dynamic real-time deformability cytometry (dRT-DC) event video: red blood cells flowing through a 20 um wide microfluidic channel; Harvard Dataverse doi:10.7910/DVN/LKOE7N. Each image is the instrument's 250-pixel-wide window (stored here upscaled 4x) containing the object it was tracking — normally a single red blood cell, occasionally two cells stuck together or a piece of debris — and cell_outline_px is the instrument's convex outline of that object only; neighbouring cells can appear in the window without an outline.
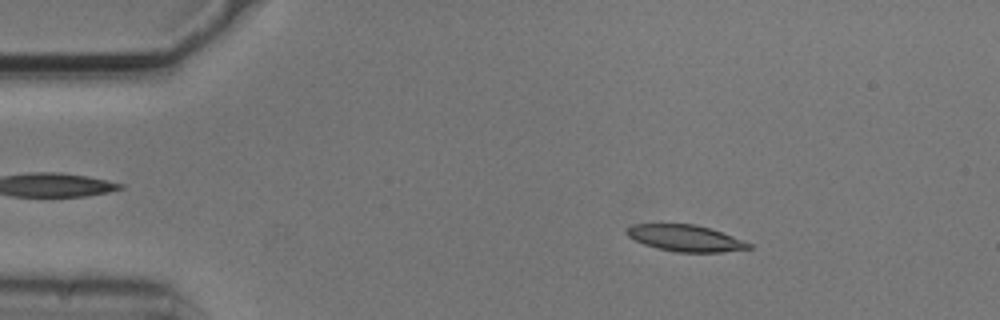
{"species": "common noctule bat (a hibernating species)", "species_latin": "Nyctalus noctula", "temperature_condition": "cold", "stored_images_in_passage": 53, "camera_frame_rate_fps": 3000, "um_per_image_px": 0.085, "animal": {"sex": "male", "body_mass_g": 20.5, "forearm_length_mm": 52.5}, "frame": {"image": 1, "passage_image": 8, "time_ms": 2.333, "image_size_px": [1000, 320], "cell_outline_px": [[752, 248], [720, 252], [676, 252], [656, 248], [644, 244], [628, 236], [628, 228], [632, 224], [696, 224], [744, 240], [752, 244]], "centroid_in_image_um": [58.28, 20.25], "position_along_channel_um": 26.7, "area_um2": 18.55}}
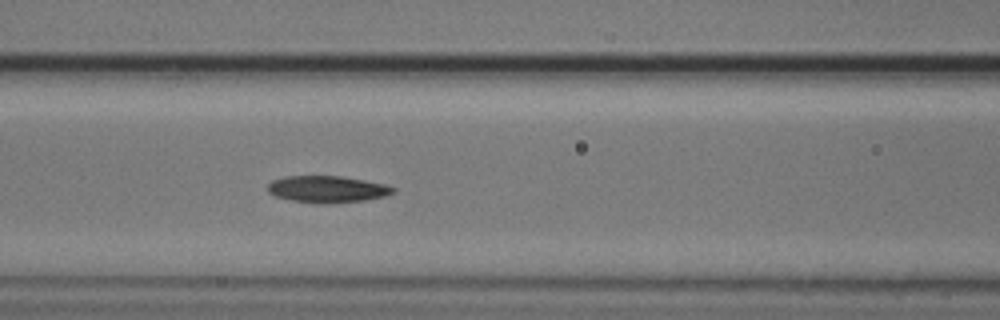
{"frame": {"image": 2, "passage_image": 22, "time_ms": 7.0, "image_size_px": [1000, 320], "cell_outline_px": [[396, 192], [384, 196], [364, 200], [320, 204], [292, 200], [276, 196], [268, 192], [268, 184], [272, 180], [284, 176], [340, 176], [364, 180], [384, 184], [396, 188]], "centroid_in_image_um": [27.81, 16.07], "position_along_channel_um": 138.8, "area_um2": 19.42}}
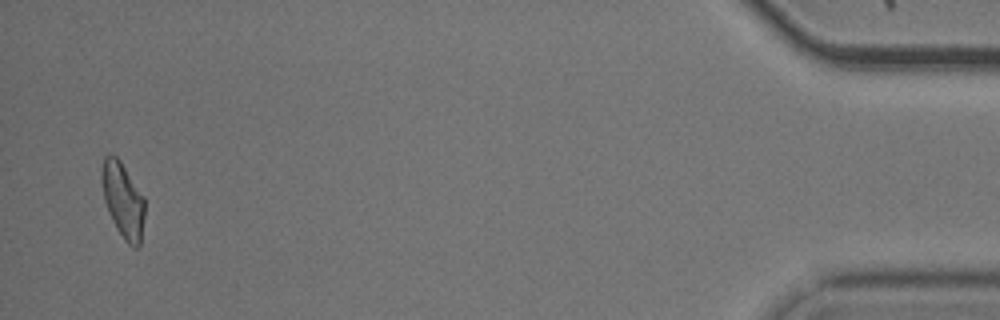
{"frame": {"image": 3, "passage_image": 52, "time_ms": 17.0, "image_size_px": [1000, 320], "cell_outline_px": [[144, 216], [140, 244], [136, 248], [132, 248], [124, 240], [116, 228], [108, 212], [104, 200], [100, 180], [100, 172], [104, 156], [116, 156], [120, 160], [144, 196]], "centroid_in_image_um": [10.43, 17.01], "position_along_channel_um": 424.8, "area_um2": 19.02}, "authors_computed_cell_mechanics": {"area_um2": 19.1896, "velocity_mm_per_s": 3.7149, "shape_relaxation_time_tau1_ms": null, "shape_relaxation_time_tau2_ms": 4.1801, "deformation_change_tau1": null, "deformation_change_tau2": 0.1265}}